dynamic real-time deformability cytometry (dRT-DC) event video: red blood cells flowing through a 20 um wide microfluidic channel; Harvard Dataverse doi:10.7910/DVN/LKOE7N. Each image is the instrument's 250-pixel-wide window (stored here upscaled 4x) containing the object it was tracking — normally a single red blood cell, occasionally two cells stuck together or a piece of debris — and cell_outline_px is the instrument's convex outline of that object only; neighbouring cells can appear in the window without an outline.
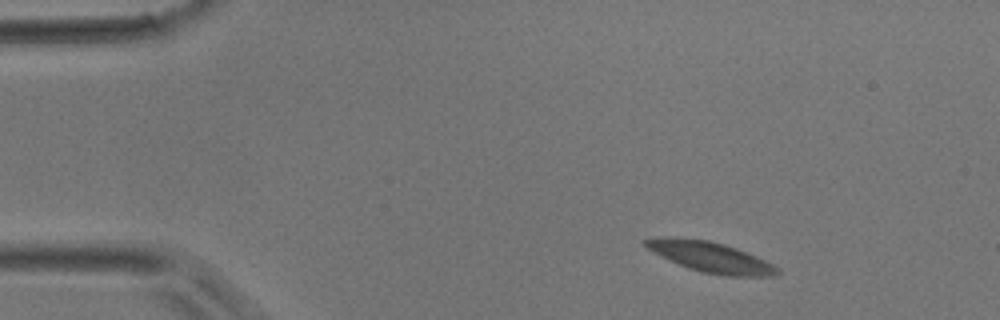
{"species": "common noctule bat (a hibernating species)", "species_latin": "Nyctalus noctula", "temperature_condition": "room temperature", "stored_images_in_passage": 2, "camera_frame_rate_fps": 3000, "um_per_image_px": 0.085, "animal": {"sex": "male", "body_mass_g": 17.9}, "frame": {"image": 1, "passage_image": 1, "time_ms": 0.0, "image_size_px": [1000, 320], "cell_outline_px": [[780, 272], [772, 276], [728, 276], [700, 272], [688, 268], [648, 248], [644, 244], [644, 240], [708, 240], [724, 244], [736, 248], [756, 256], [780, 268]], "centroid_in_image_um": [60.59, 21.92], "position_along_channel_um": 24.4, "area_um2": 21.96}}